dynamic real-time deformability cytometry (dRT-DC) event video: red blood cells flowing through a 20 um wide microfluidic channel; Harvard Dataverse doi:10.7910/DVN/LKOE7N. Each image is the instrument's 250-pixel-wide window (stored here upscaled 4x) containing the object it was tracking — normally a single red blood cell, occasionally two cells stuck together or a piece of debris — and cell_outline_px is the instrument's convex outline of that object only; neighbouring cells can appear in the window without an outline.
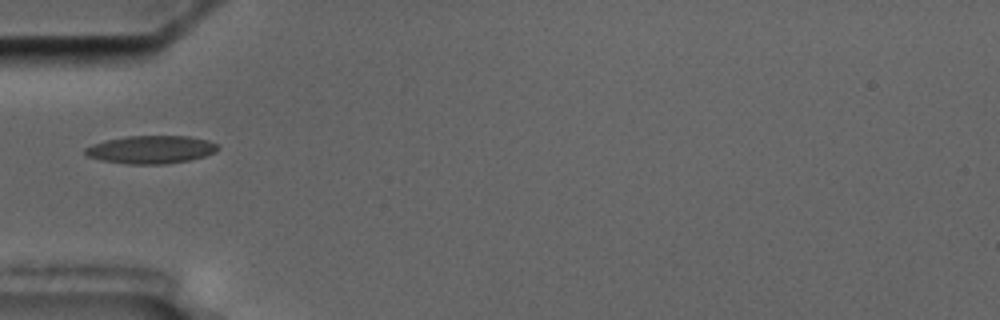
{"species": "common noctule bat (a hibernating species)", "species_latin": "Nyctalus noctula", "temperature_condition": "cold", "stored_images_in_passage": 39, "camera_frame_rate_fps": 3000, "um_per_image_px": 0.085, "animal": {"sex": "male", "body_mass_g": 17.5, "forearm_length_mm": 52.3}, "frame": {"image": 1, "passage_image": 1, "time_ms": 0.0, "image_size_px": [1000, 320], "cell_outline_px": [[220, 148], [216, 152], [204, 156], [188, 160], [164, 164], [128, 164], [100, 160], [88, 156], [84, 152], [84, 148], [92, 144], [108, 140], [128, 136], [188, 136], [208, 140], [220, 144]], "centroid_in_image_um": [12.87, 12.71], "position_along_channel_um": 72.1, "area_um2": 21.62}}
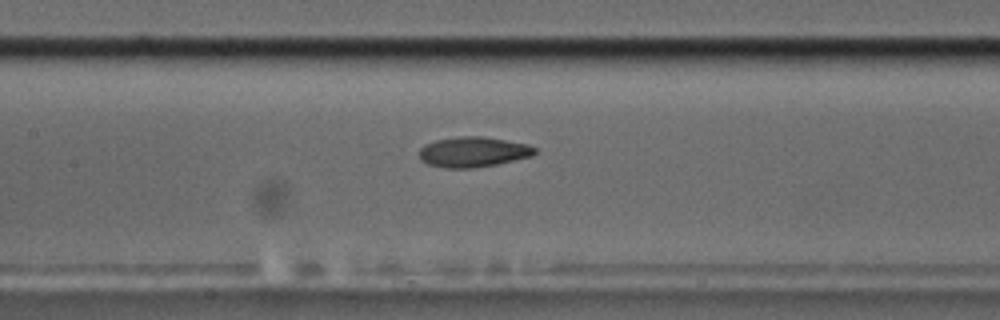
{"frame": {"image": 2, "passage_image": 9, "time_ms": 2.667, "image_size_px": [1000, 320], "cell_outline_px": [[536, 152], [532, 156], [496, 164], [472, 168], [448, 168], [428, 164], [420, 160], [420, 148], [424, 144], [436, 140], [460, 136], [484, 136], [528, 144], [536, 148]], "centroid_in_image_um": [40.22, 12.91], "position_along_channel_um": 167.2, "area_um2": 20.35}}
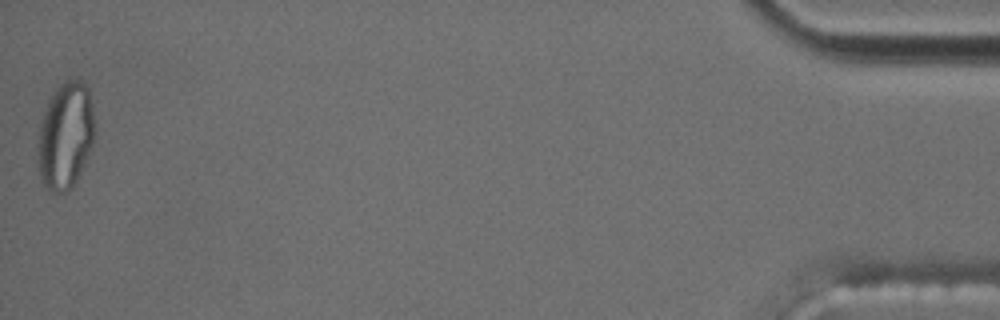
{"frame": {"image": 3, "passage_image": 39, "time_ms": 12.667, "image_size_px": [1000, 320], "cell_outline_px": [[96, 132], [92, 144], [76, 180], [64, 192], [56, 192], [48, 188], [44, 184], [40, 172], [36, 152], [36, 148], [40, 124], [44, 112], [52, 96], [60, 84], [64, 80], [80, 80], [88, 88], [96, 124]], "centroid_in_image_um": [5.57, 11.5], "position_along_channel_um": 429.6, "area_um2": 34.97}}